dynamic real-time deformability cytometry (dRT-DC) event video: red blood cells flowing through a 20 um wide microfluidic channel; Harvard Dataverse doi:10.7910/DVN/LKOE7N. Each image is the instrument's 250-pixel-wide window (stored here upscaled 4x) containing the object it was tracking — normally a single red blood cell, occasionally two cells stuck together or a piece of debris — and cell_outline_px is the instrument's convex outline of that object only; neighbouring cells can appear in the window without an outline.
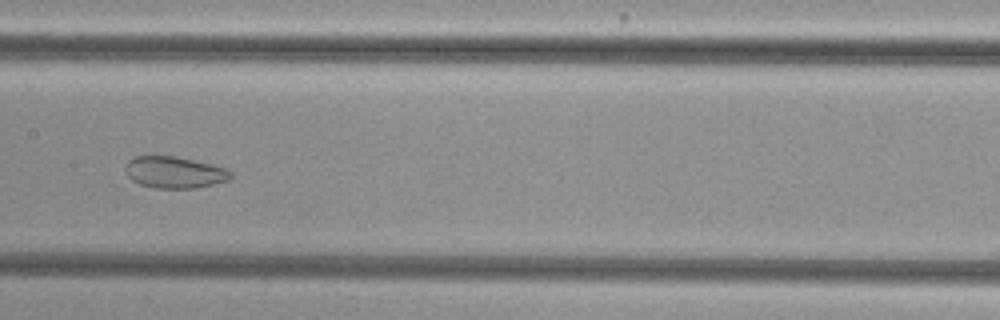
{"species": "common noctule bat (a hibernating species)", "species_latin": "Nyctalus noctula", "temperature_condition": "cold", "stored_images_in_passage": 8, "camera_frame_rate_fps": 3000, "um_per_image_px": 0.085, "animal": {"sex": "female", "body_mass_g": 29.2, "forearm_length_mm": 56.3}, "frame": {"image": 1, "passage_image": 7, "time_ms": 2.0, "image_size_px": [1000, 320], "cell_outline_px": [[232, 176], [228, 180], [196, 188], [156, 188], [140, 184], [132, 180], [128, 176], [128, 160], [136, 156], [176, 156], [212, 164], [224, 168], [232, 172]], "centroid_in_image_um": [14.86, 14.65], "position_along_channel_um": 192.5, "area_um2": 19.13}}
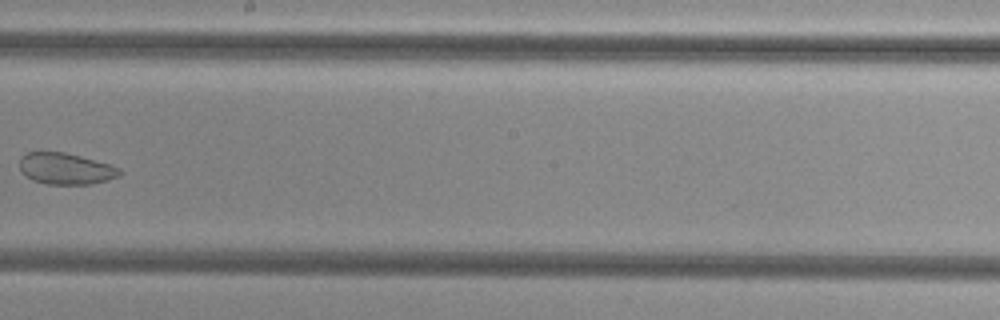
{"frame": {"image": 2, "passage_image": 8, "time_ms": 2.333, "image_size_px": [1000, 320], "cell_outline_px": [[124, 172], [120, 176], [108, 180], [92, 184], [48, 184], [32, 180], [20, 172], [20, 156], [28, 152], [64, 152], [112, 164], [120, 168]], "centroid_in_image_um": [5.62, 14.34], "position_along_channel_um": 242.6, "area_um2": 18.55}}